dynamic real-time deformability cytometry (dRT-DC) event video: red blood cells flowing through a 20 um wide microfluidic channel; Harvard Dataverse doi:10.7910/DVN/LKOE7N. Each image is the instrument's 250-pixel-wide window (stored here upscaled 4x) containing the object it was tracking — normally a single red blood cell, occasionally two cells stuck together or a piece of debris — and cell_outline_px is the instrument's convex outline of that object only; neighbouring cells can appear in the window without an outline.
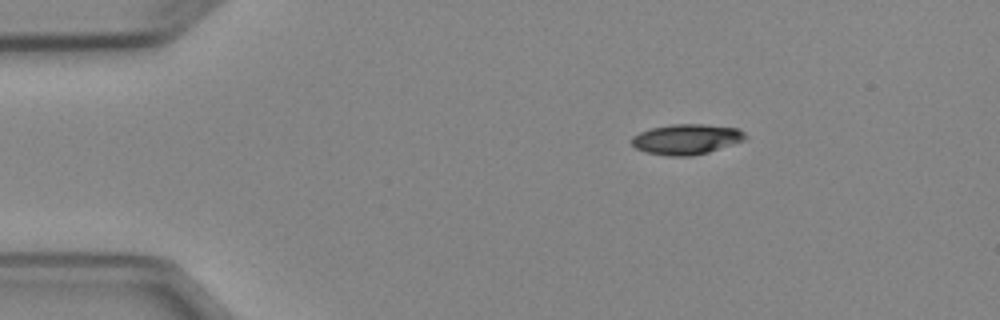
{"species": "Egyptian fruit bat (a non-hibernating species)", "species_latin": "Rousettus aegyptiacus", "temperature_condition": "cold", "stored_images_in_passage": 2, "camera_frame_rate_fps": 3000, "um_per_image_px": 0.085, "animal": {"sex": "female"}, "frame": {"image": 1, "passage_image": 1, "time_ms": 0.0, "image_size_px": [1000, 320], "cell_outline_px": [[748, 136], [744, 140], [708, 152], [692, 156], [668, 156], [644, 152], [636, 148], [632, 144], [632, 136], [640, 132], [652, 128], [672, 124], [704, 124], [740, 128]], "centroid_in_image_um": [58.36, 11.83], "position_along_channel_um": 26.6, "area_um2": 20.11}}